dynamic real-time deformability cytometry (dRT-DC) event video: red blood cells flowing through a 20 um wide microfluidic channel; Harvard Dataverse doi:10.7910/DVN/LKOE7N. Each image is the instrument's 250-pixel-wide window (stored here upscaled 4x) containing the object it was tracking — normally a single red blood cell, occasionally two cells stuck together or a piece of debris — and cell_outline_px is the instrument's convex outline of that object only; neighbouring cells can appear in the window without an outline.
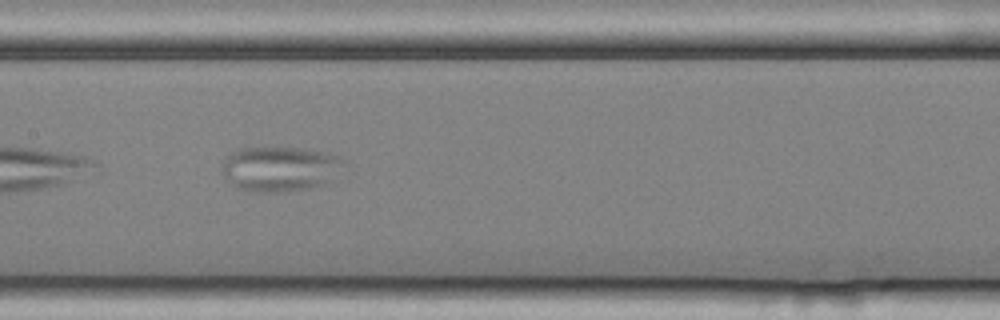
{"species": "common noctule bat (a hibernating species)", "species_latin": "Nyctalus noctula", "temperature_condition": "cold", "stored_images_in_passage": 37, "camera_frame_rate_fps": 3000, "um_per_image_px": 0.085, "animal": {"sex": "female", "body_mass_g": 25.1}, "frame": {"image": 1, "passage_image": 11, "time_ms": 3.333, "image_size_px": [1000, 320], "cell_outline_px": [[344, 164], [332, 180], [308, 188], [280, 192], [252, 192], [236, 188], [224, 176], [224, 164], [228, 156], [232, 152], [240, 148], [300, 148], [328, 152], [340, 156], [344, 160]], "centroid_in_image_um": [23.82, 14.35], "position_along_channel_um": 183.6, "area_um2": 31.67}}
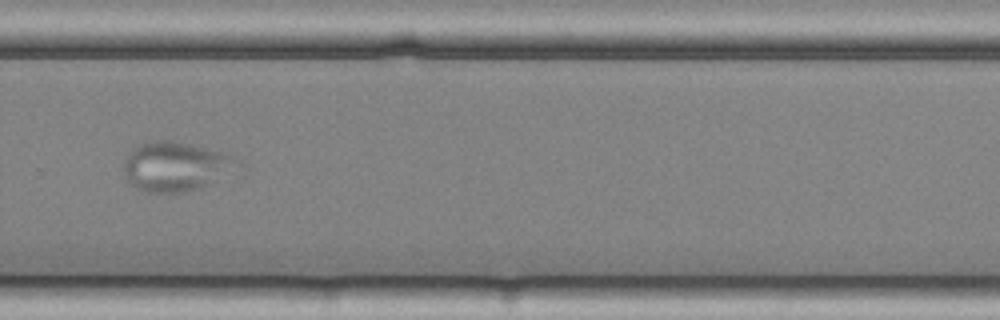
{"frame": {"image": 2, "passage_image": 22, "time_ms": 7.0, "image_size_px": [1000, 320], "cell_outline_px": [[244, 164], [196, 188], [180, 192], [148, 192], [136, 188], [128, 184], [124, 168], [124, 160], [128, 152], [132, 148], [140, 144], [152, 140], [168, 140], [188, 144], [236, 156], [244, 160]], "centroid_in_image_um": [14.88, 14.12], "position_along_channel_um": 314.9, "area_um2": 32.25}}